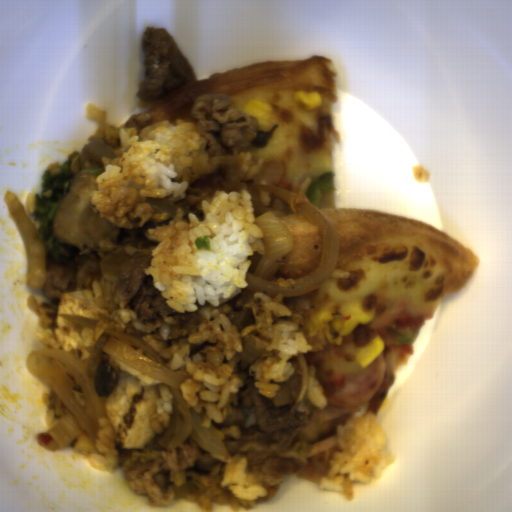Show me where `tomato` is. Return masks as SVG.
<instances>
[{
    "label": "tomato",
    "instance_id": "512abeb7",
    "mask_svg": "<svg viewBox=\"0 0 512 512\" xmlns=\"http://www.w3.org/2000/svg\"><path fill=\"white\" fill-rule=\"evenodd\" d=\"M419 322L417 318L410 315H400L385 325L378 326L374 330L375 336H380L381 339L393 338L399 331L405 329L418 328Z\"/></svg>",
    "mask_w": 512,
    "mask_h": 512
}]
</instances>
